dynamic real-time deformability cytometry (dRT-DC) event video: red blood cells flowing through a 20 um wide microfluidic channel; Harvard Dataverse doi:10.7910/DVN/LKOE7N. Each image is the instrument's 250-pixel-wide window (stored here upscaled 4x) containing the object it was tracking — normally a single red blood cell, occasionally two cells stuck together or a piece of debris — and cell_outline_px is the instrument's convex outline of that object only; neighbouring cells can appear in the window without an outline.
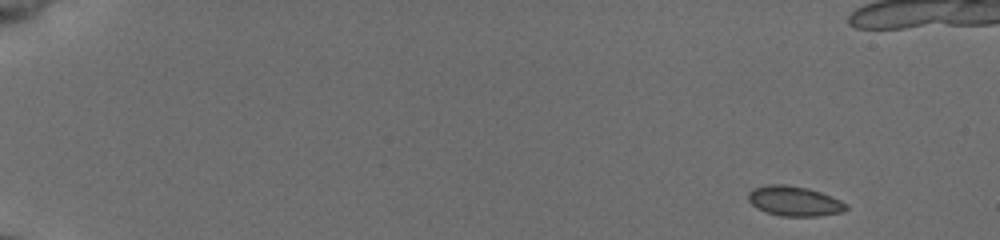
{"species": "common noctule bat (a hibernating species)", "species_latin": "Nyctalus noctula", "temperature_condition": "cold", "stored_images_in_passage": 51, "camera_frame_rate_fps": 3000, "um_per_image_px": 0.085, "animal": {"sex": "female", "body_mass_g": 19.5, "forearm_length_mm": 54.1}, "frame": {"image": 1, "passage_image": 1, "time_ms": 0.0, "image_size_px": [1000, 240], "cell_outline_px": [[848, 208], [844, 212], [820, 216], [780, 216], [756, 208], [748, 200], [748, 192], [752, 188], [768, 184], [784, 184], [808, 188], [820, 192], [840, 200], [848, 204]], "centroid_in_image_um": [67.52, 17.09], "position_along_channel_um": 17.5, "area_um2": 17.17}}
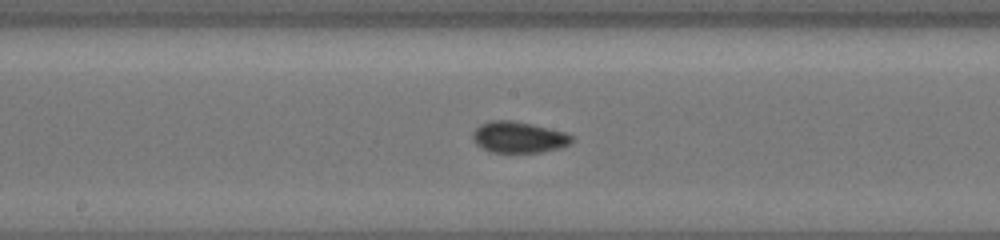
{"frame": {"image": 2, "passage_image": 27, "time_ms": 8.667, "image_size_px": [1000, 240], "cell_outline_px": [[576, 140], [560, 148], [540, 152], [488, 152], [476, 144], [472, 140], [472, 132], [480, 124], [492, 120], [512, 120], [548, 128], [564, 132], [576, 136]], "centroid_in_image_um": [44.08, 11.67], "position_along_channel_um": 204.1, "area_um2": 18.15}}
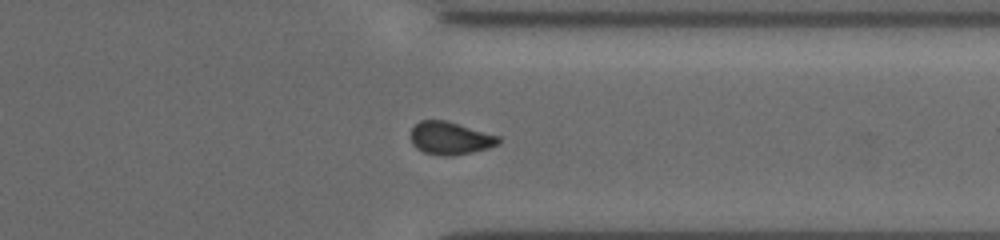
{"frame": {"image": 3, "passage_image": 40, "time_ms": 13.0, "image_size_px": [1000, 240], "cell_outline_px": [[500, 144], [488, 148], [456, 156], [444, 156], [424, 152], [416, 148], [412, 144], [412, 128], [420, 120], [444, 120], [500, 136]], "centroid_in_image_um": [38.29, 11.76], "position_along_channel_um": 373.1, "area_um2": 16.7}, "authors_computed_cell_mechanics": {"area_um2": 16.7042, "velocity_mm_per_s": 3.8969, "shape_relaxation_time_tau1_ms": null, "shape_relaxation_time_tau2_ms": 3.8835, "deformation_change_tau1": null, "deformation_change_tau2": 0.0628}}